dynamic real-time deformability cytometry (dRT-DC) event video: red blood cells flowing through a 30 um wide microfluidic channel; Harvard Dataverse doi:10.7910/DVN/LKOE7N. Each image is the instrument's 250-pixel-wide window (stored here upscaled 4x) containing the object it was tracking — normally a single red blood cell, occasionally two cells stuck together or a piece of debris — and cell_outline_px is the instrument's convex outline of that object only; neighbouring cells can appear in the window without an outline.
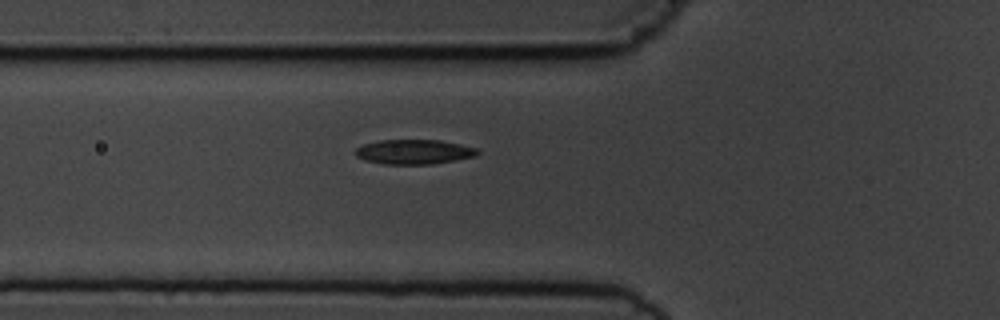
{"species": "common noctule bat (a hibernating species)", "species_latin": "Nyctalus noctula", "temperature_condition": "cold", "stored_images_in_passage": 5, "camera_frame_rate_fps": 3000, "um_per_image_px": 0.085, "animal": {"sex": "male", "body_mass_g": 19.5, "forearm_length_mm": 54.6}, "frame": {"image": 1, "passage_image": 5, "time_ms": 5.333, "image_size_px": [1000, 320], "cell_outline_px": [[480, 152], [476, 156], [432, 164], [384, 164], [364, 160], [356, 156], [356, 148], [364, 144], [380, 140], [440, 140], [460, 144], [476, 148]], "centroid_in_image_um": [35.19, 12.9], "position_along_channel_um": 90.6, "area_um2": 17.46}}